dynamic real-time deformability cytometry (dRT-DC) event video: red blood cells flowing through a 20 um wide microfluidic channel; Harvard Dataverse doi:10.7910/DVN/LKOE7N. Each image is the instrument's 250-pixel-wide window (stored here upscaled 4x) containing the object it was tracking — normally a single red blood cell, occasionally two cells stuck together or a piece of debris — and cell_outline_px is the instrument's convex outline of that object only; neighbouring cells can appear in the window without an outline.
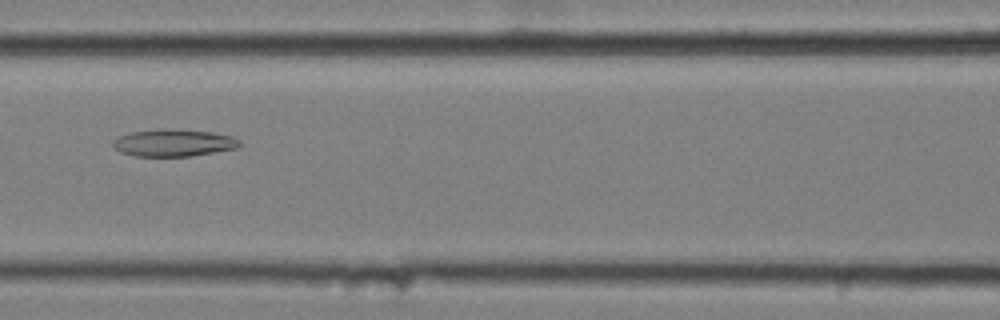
{"species": "common noctule bat (a hibernating species)", "species_latin": "Nyctalus noctula", "temperature_condition": "cold", "stored_images_in_passage": 43, "camera_frame_rate_fps": 3000, "um_per_image_px": 0.085, "animal": {"sex": "female", "body_mass_g": 25.1}, "frame": {"image": 1, "passage_image": 26, "time_ms": 8.333, "image_size_px": [1000, 320], "cell_outline_px": [[244, 144], [240, 148], [188, 156], [132, 156], [120, 152], [112, 144], [112, 140], [120, 136], [132, 132], [160, 128], [164, 128], [212, 132], [232, 136], [240, 140]], "centroid_in_image_um": [14.79, 12.14], "position_along_channel_um": 151.8, "area_um2": 20.23}}
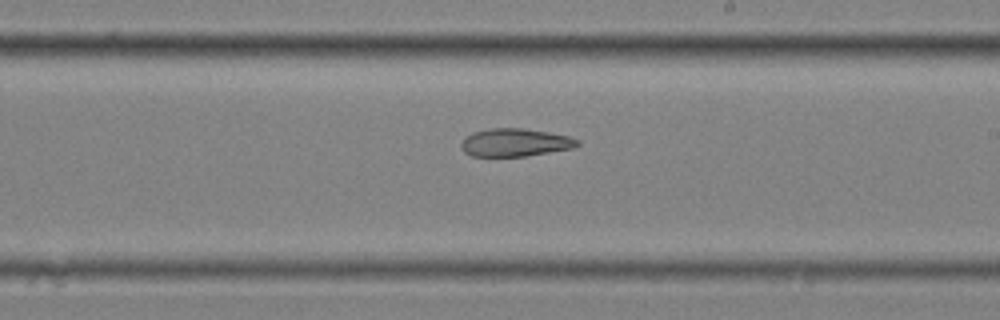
{"frame": {"image": 2, "passage_image": 34, "time_ms": 11.0, "image_size_px": [1000, 320], "cell_outline_px": [[580, 144], [572, 148], [524, 156], [472, 156], [464, 152], [460, 148], [460, 144], [464, 136], [472, 132], [488, 128], [524, 128], [548, 132], [568, 136], [580, 140]], "centroid_in_image_um": [43.73, 12.1], "position_along_channel_um": 245.3, "area_um2": 19.02}}
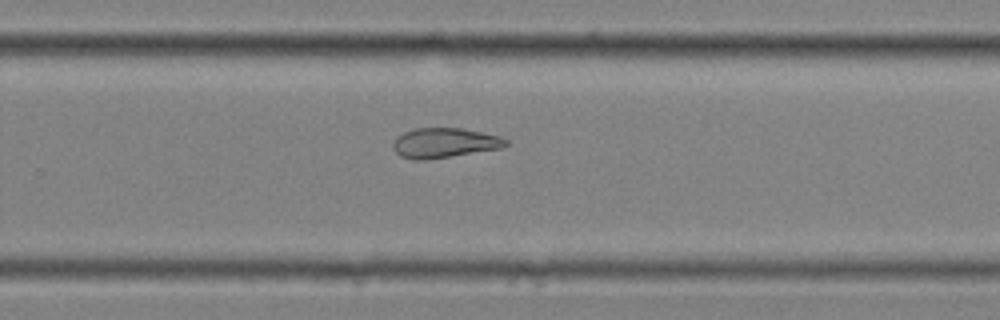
{"frame": {"image": 3, "passage_image": 38, "time_ms": 12.333, "image_size_px": [1000, 320], "cell_outline_px": [[508, 144], [500, 148], [424, 160], [416, 160], [400, 156], [392, 148], [392, 144], [396, 136], [404, 132], [416, 128], [460, 128], [500, 136], [508, 140]], "centroid_in_image_um": [37.73, 12.14], "position_along_channel_um": 292.1, "area_um2": 19.42}}